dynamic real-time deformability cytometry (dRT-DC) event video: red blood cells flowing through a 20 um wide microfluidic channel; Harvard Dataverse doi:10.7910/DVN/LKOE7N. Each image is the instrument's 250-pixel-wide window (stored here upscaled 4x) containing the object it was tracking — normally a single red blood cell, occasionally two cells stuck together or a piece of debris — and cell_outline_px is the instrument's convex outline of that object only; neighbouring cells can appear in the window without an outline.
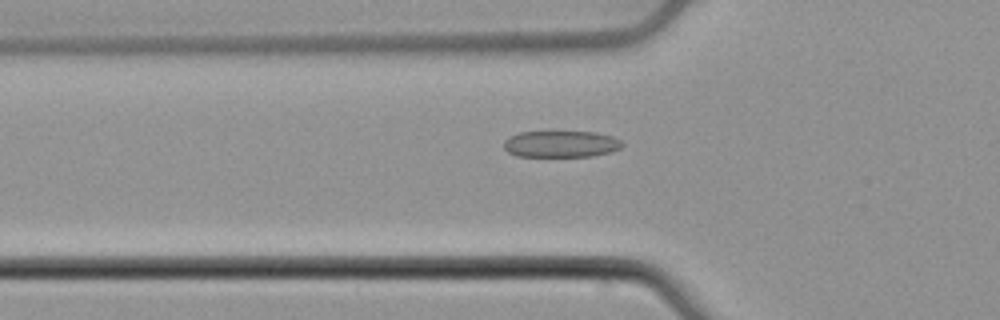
{"species": "common noctule bat (a hibernating species)", "species_latin": "Nyctalus noctula", "temperature_condition": "cold", "stored_images_in_passage": 45, "camera_frame_rate_fps": 3000, "um_per_image_px": 0.085, "animal": {"sex": "male", "body_mass_g": 21.5, "forearm_length_mm": 52.0}, "frame": {"image": 1, "passage_image": 10, "time_ms": 3.0, "image_size_px": [1000, 320], "cell_outline_px": [[624, 144], [620, 148], [612, 152], [592, 156], [516, 156], [508, 152], [504, 148], [504, 140], [520, 132], [596, 132], [612, 136], [620, 140]], "centroid_in_image_um": [47.71, 12.24], "position_along_channel_um": 78.1, "area_um2": 18.26}}
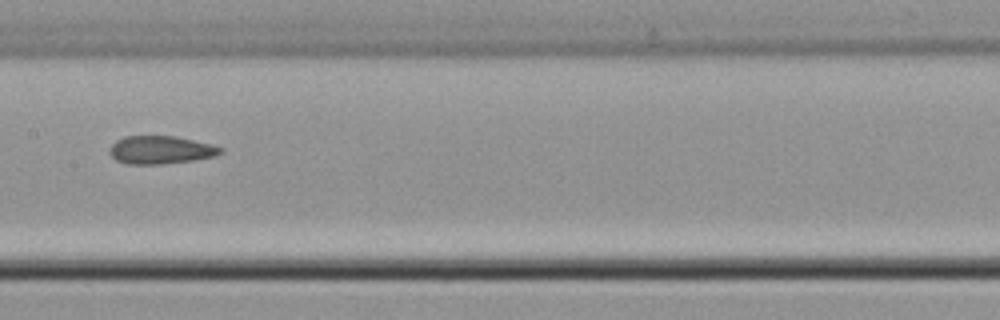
{"frame": {"image": 2, "passage_image": 19, "time_ms": 6.0, "image_size_px": [1000, 320], "cell_outline_px": [[224, 152], [212, 156], [192, 160], [160, 164], [128, 164], [116, 160], [108, 152], [108, 148], [116, 140], [124, 136], [176, 136], [212, 144], [224, 148]], "centroid_in_image_um": [13.63, 12.73], "position_along_channel_um": 193.8, "area_um2": 18.15}}
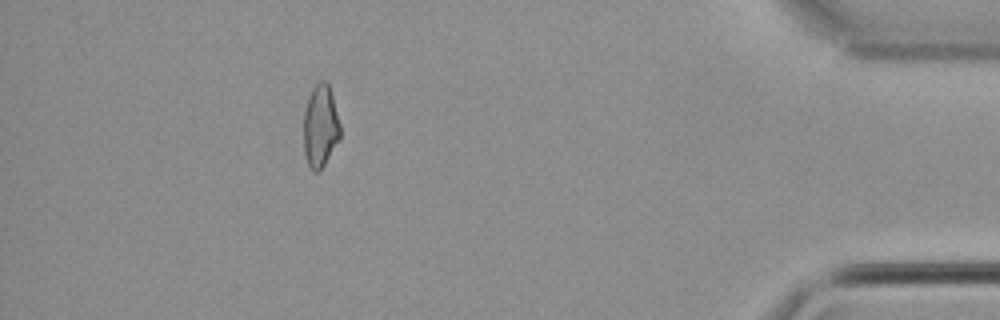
{"frame": {"image": 3, "passage_image": 40, "time_ms": 13.0, "image_size_px": [1000, 320], "cell_outline_px": [[340, 136], [320, 172], [312, 172], [308, 164], [304, 152], [304, 112], [308, 96], [312, 88], [320, 80], [324, 80], [328, 84], [332, 96], [340, 124]], "centroid_in_image_um": [27.21, 10.73], "position_along_channel_um": 408.0, "area_um2": 17.46}, "authors_computed_cell_mechanics": {"area_um2": 18.1492, "velocity_mm_per_s": 3.8426, "shape_relaxation_time_tau1_ms": null, "shape_relaxation_time_tau2_ms": 3.9005, "deformation_change_tau1": null, "deformation_change_tau2": 0.1323}}